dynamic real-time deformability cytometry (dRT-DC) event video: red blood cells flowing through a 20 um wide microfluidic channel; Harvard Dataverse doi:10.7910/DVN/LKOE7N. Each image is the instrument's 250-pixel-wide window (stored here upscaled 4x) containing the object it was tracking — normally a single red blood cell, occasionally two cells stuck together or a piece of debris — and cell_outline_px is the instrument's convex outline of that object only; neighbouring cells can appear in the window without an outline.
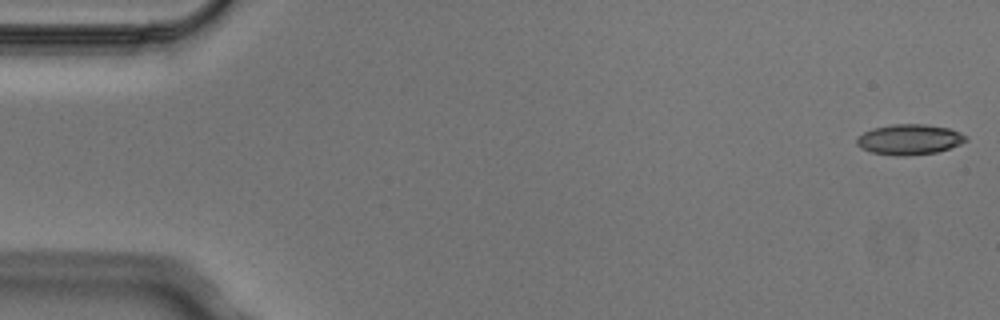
{"species": "Egyptian fruit bat (a non-hibernating species)", "species_latin": "Rousettus aegyptiacus", "temperature_condition": "cold", "stored_images_in_passage": 8, "camera_frame_rate_fps": 3000, "um_per_image_px": 0.085, "animal": {"sex": "male"}, "frame": {"image": 1, "passage_image": 1, "time_ms": 0.0, "image_size_px": [1000, 320], "cell_outline_px": [[968, 140], [960, 144], [936, 152], [904, 156], [900, 156], [872, 152], [860, 148], [856, 144], [856, 140], [864, 132], [872, 128], [892, 124], [924, 124], [948, 128], [960, 132], [968, 136]], "centroid_in_image_um": [77.3, 11.85], "position_along_channel_um": 7.7, "area_um2": 19.25}}
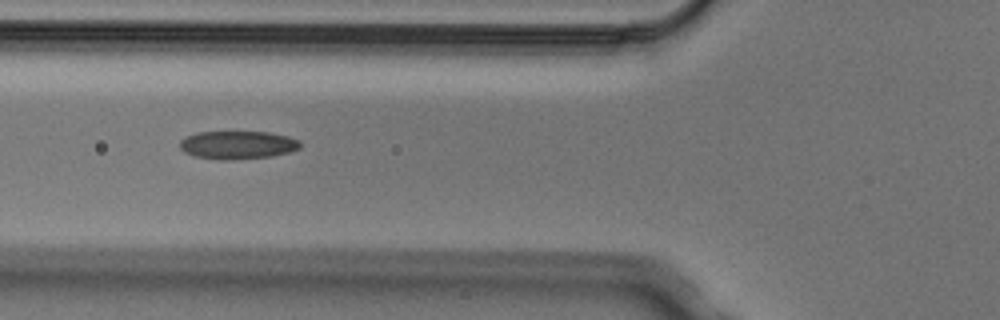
{"frame": {"image": 2, "passage_image": 6, "time_ms": 1.667, "image_size_px": [1000, 320], "cell_outline_px": [[300, 148], [288, 152], [272, 156], [228, 160], [224, 160], [192, 156], [184, 152], [180, 148], [180, 140], [184, 136], [196, 132], [268, 132], [288, 136], [300, 140]], "centroid_in_image_um": [20.16, 12.32], "position_along_channel_um": 105.6, "area_um2": 19.83}}
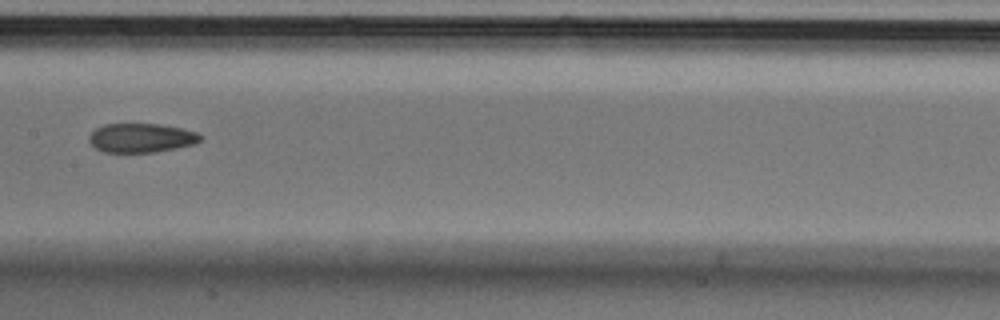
{"frame": {"image": 3, "passage_image": 8, "time_ms": 2.333, "image_size_px": [1000, 320], "cell_outline_px": [[204, 136], [200, 140], [192, 144], [156, 152], [104, 152], [96, 148], [88, 140], [88, 136], [96, 128], [104, 124], [160, 124], [184, 128], [196, 132]], "centroid_in_image_um": [12.0, 11.71], "position_along_channel_um": 195.4, "area_um2": 18.84}}